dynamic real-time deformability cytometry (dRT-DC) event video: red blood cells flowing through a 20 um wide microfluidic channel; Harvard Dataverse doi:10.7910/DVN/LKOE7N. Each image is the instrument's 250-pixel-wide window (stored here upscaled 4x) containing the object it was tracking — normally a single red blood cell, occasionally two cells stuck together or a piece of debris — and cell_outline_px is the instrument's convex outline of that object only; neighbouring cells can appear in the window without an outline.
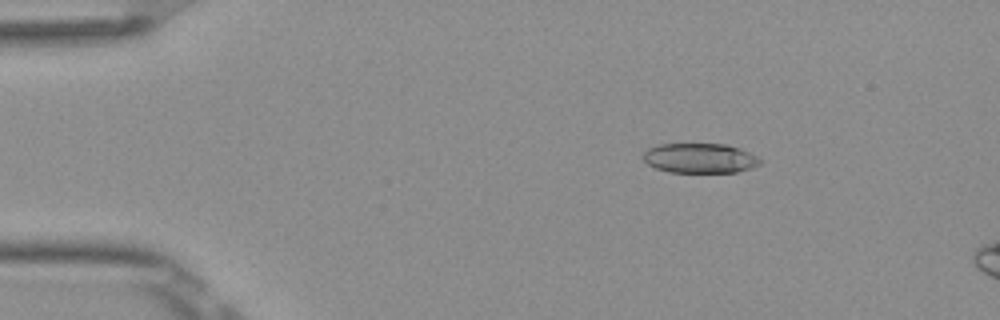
{"species": "Egyptian fruit bat (a non-hibernating species)", "species_latin": "Rousettus aegyptiacus", "temperature_condition": "room temperature", "stored_images_in_passage": 15, "camera_frame_rate_fps": 3000, "um_per_image_px": 0.085, "frame": {"image": 1, "passage_image": 9, "time_ms": 2.667, "image_size_px": [1000, 320], "cell_outline_px": [[764, 160], [760, 164], [752, 168], [736, 172], [668, 172], [656, 168], [648, 164], [640, 156], [648, 148], [656, 144], [728, 144], [740, 148]], "centroid_in_image_um": [59.48, 13.44], "position_along_channel_um": 25.5, "area_um2": 20.52}}